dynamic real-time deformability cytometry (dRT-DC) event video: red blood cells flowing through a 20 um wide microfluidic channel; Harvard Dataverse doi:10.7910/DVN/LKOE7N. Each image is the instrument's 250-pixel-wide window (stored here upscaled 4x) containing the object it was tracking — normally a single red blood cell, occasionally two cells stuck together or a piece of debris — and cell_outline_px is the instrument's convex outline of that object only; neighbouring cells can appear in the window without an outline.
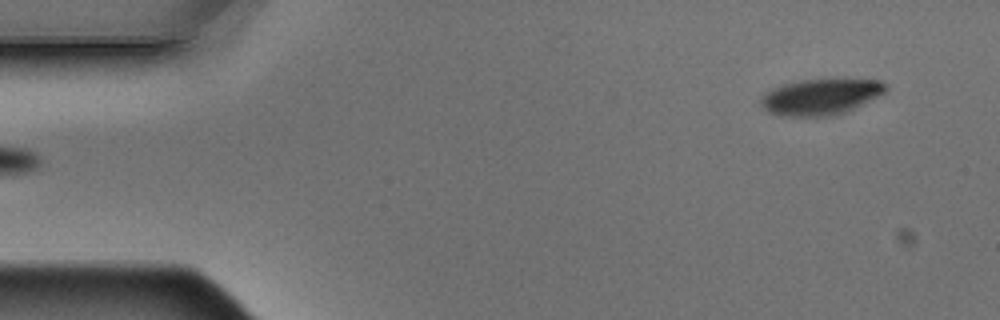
{"species": "Egyptian fruit bat (a non-hibernating species)", "species_latin": "Rousettus aegyptiacus", "temperature_condition": "warm", "stored_images_in_passage": 5, "segment_of_instrument_passage": [2, 2], "camera_frame_rate_fps": 3000, "um_per_image_px": 0.085, "animal": {"sex": "male"}, "frame": {"image": 1, "passage_image": 5, "time_ms": 1.333, "image_size_px": [1000, 320], "cell_outline_px": [[888, 88], [884, 92], [844, 112], [820, 116], [784, 116], [768, 112], [760, 104], [760, 96], [772, 88], [784, 84], [800, 80], [832, 76], [844, 76], [880, 80], [888, 84]], "centroid_in_image_um": [69.77, 8.14], "position_along_channel_um": 15.2, "area_um2": 26.88}}